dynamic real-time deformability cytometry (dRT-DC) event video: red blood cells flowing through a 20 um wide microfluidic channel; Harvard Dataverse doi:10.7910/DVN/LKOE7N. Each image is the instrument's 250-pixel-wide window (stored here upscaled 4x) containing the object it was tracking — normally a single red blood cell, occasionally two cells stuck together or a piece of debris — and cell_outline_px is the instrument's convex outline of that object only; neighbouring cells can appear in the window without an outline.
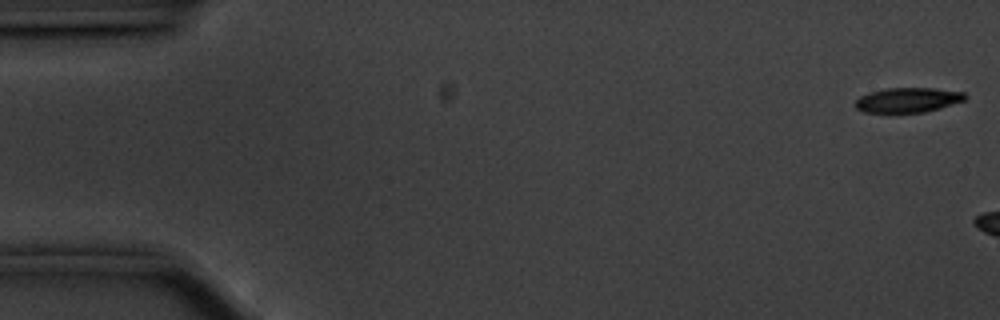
{"species": "common noctule bat (a hibernating species)", "species_latin": "Nyctalus noctula", "temperature_condition": "cold", "stored_images_in_passage": 9, "camera_frame_rate_fps": 3000, "um_per_image_px": 0.085, "animal": {"sex": "male", "body_mass_g": 20.1, "forearm_length_mm": 53.5}, "frame": {"image": 1, "passage_image": 1, "time_ms": 0.0, "image_size_px": [1000, 320], "cell_outline_px": [[968, 96], [964, 100], [940, 108], [924, 112], [864, 112], [856, 108], [856, 100], [860, 96], [868, 92], [884, 88], [936, 88], [964, 92]], "centroid_in_image_um": [77.17, 8.48], "position_along_channel_um": 7.8, "area_um2": 15.84}}